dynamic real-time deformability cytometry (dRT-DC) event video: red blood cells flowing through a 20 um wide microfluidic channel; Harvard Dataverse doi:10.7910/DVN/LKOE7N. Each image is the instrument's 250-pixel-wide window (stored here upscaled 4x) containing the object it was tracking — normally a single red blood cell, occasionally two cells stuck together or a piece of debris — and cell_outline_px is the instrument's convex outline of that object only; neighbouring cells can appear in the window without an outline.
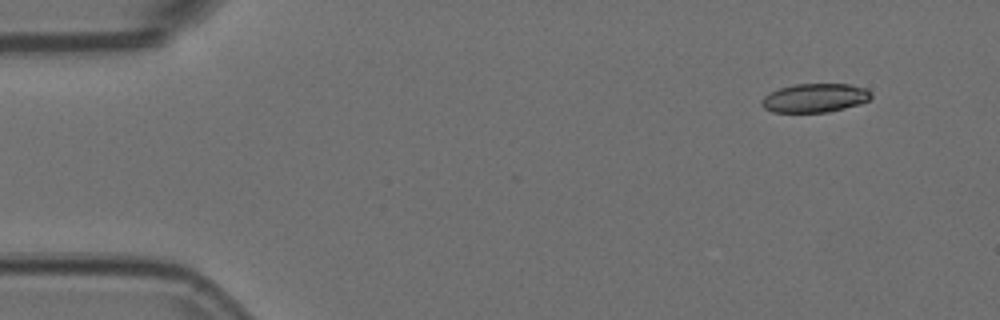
{"species": "Egyptian fruit bat (a non-hibernating species)", "species_latin": "Rousettus aegyptiacus", "temperature_condition": "room temperature", "stored_images_in_passage": 2, "camera_frame_rate_fps": 3000, "um_per_image_px": 0.085, "animal": {"sex": "female"}, "frame": {"image": 1, "passage_image": 2, "time_ms": 0.333, "image_size_px": [1000, 320], "cell_outline_px": [[872, 96], [868, 100], [844, 108], [828, 112], [772, 112], [764, 108], [760, 104], [760, 100], [768, 92], [780, 88], [796, 84], [852, 84], [864, 88], [872, 92]], "centroid_in_image_um": [69.22, 8.32], "position_along_channel_um": 15.8, "area_um2": 18.38}}